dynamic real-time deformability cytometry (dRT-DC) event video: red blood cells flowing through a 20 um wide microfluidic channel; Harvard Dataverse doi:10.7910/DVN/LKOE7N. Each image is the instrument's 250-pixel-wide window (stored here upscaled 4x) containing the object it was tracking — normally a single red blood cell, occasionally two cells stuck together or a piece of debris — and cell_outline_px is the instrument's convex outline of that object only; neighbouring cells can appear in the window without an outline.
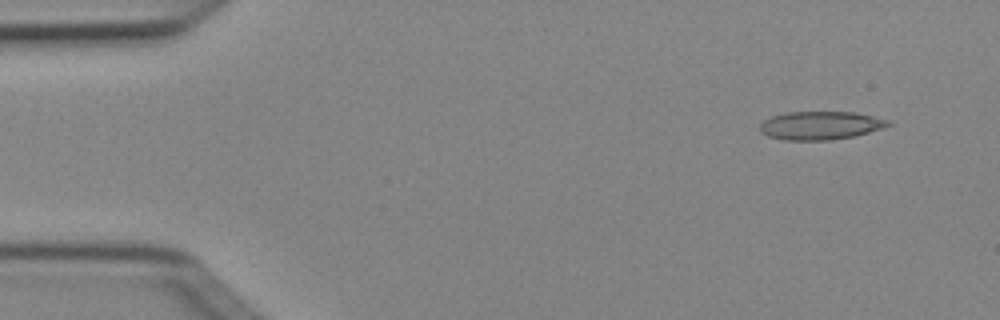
{"species": "Egyptian fruit bat (a non-hibernating species)", "species_latin": "Rousettus aegyptiacus", "temperature_condition": "cold", "stored_images_in_passage": 4, "camera_frame_rate_fps": 3000, "um_per_image_px": 0.085, "animal": {"sex": "female"}, "frame": {"image": 1, "passage_image": 1, "time_ms": 0.0, "image_size_px": [1000, 320], "cell_outline_px": [[892, 124], [884, 128], [856, 136], [832, 140], [784, 140], [768, 136], [760, 132], [760, 124], [764, 120], [772, 116], [784, 112], [856, 112], [888, 120]], "centroid_in_image_um": [69.74, 10.67], "position_along_channel_um": 15.3, "area_um2": 21.33}}
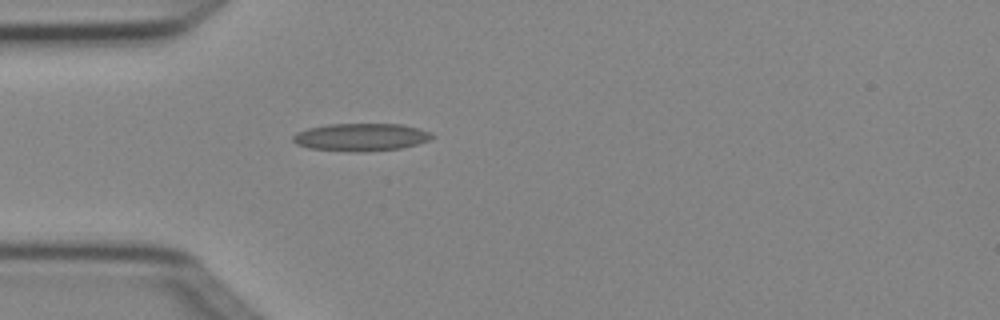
{"frame": {"image": 2, "passage_image": 4, "time_ms": 1.0, "image_size_px": [1000, 320], "cell_outline_px": [[436, 136], [428, 140], [416, 144], [400, 148], [360, 152], [348, 152], [308, 148], [296, 144], [292, 140], [292, 136], [296, 132], [308, 128], [328, 124], [400, 124], [432, 132]], "centroid_in_image_um": [30.64, 11.66], "position_along_channel_um": 54.4, "area_um2": 22.48}}